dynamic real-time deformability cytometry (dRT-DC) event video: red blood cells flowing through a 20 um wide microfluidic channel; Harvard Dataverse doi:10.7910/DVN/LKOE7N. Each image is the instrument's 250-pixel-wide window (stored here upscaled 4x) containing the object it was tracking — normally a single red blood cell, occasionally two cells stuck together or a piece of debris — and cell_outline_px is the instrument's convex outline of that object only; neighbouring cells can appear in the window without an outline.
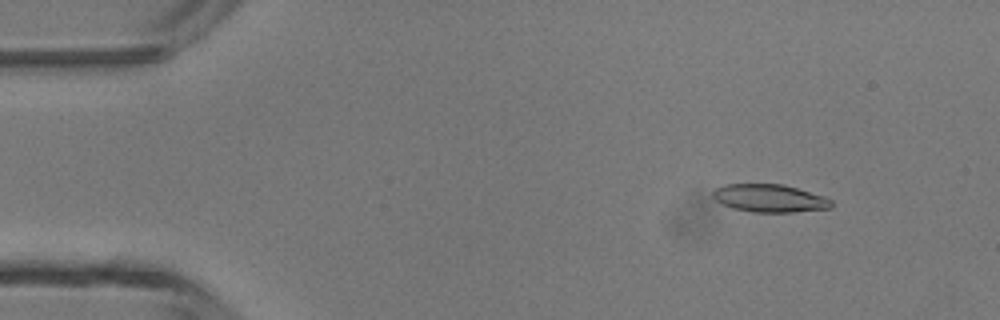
{"species": "common noctule bat (a hibernating species)", "species_latin": "Nyctalus noctula", "temperature_condition": "room temperature", "stored_images_in_passage": 47, "camera_frame_rate_fps": 3000, "um_per_image_px": 0.085, "animal": {"sex": "male", "body_mass_g": 13.3}, "frame": {"image": 1, "passage_image": 6, "time_ms": 1.667, "image_size_px": [1000, 320], "cell_outline_px": [[832, 208], [792, 212], [752, 212], [732, 208], [716, 200], [712, 196], [712, 192], [716, 188], [724, 184], [784, 184], [824, 196], [832, 200]], "centroid_in_image_um": [65.42, 16.85], "position_along_channel_um": 19.6, "area_um2": 19.25}}
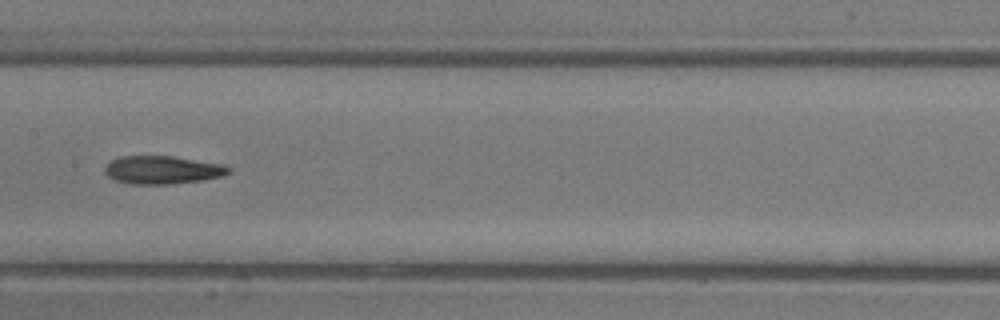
{"frame": {"image": 2, "passage_image": 24, "time_ms": 7.667, "image_size_px": [1000, 320], "cell_outline_px": [[232, 168], [228, 172], [220, 176], [204, 180], [172, 184], [132, 184], [116, 180], [108, 176], [104, 172], [104, 168], [112, 160], [120, 156], [172, 156], [224, 164]], "centroid_in_image_um": [13.81, 14.44], "position_along_channel_um": 193.6, "area_um2": 20.23}}
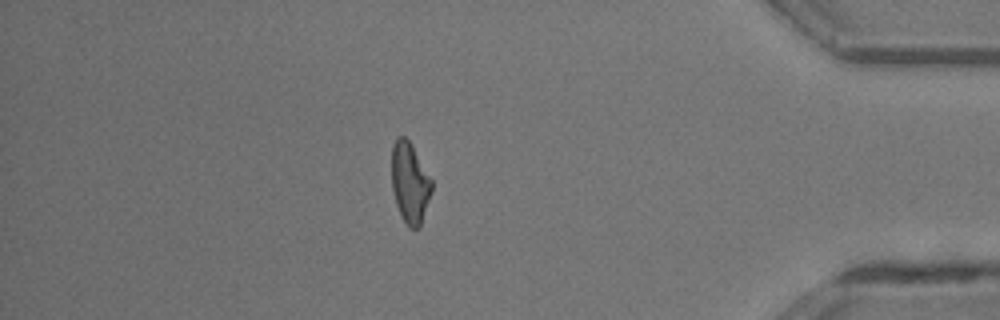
{"frame": {"image": 3, "passage_image": 41, "time_ms": 13.333, "image_size_px": [1000, 320], "cell_outline_px": [[432, 192], [420, 228], [408, 228], [396, 204], [392, 188], [392, 144], [396, 136], [404, 136], [412, 144], [432, 180]], "centroid_in_image_um": [34.84, 15.52], "position_along_channel_um": 400.4, "area_um2": 18.96}, "authors_computed_cell_mechanics": {"area_um2": 19.5364, "velocity_mm_per_s": 4.3853, "shape_relaxation_time_tau1_ms": 9.5245, "shape_relaxation_time_tau2_ms": 6.5367, "deformation_change_tau1": 0.2639, "deformation_change_tau2": 0.2122}}